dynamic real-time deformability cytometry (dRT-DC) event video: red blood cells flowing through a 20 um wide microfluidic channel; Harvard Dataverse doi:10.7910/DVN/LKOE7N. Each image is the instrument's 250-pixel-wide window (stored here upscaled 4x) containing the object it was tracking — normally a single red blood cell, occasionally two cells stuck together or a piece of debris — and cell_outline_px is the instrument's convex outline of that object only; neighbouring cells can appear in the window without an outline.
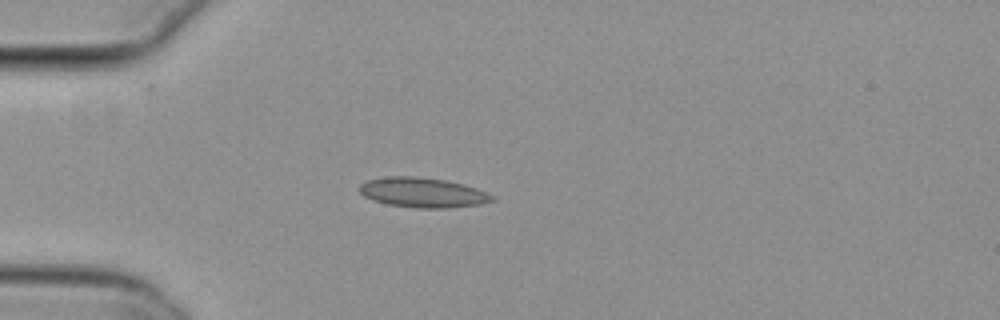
{"species": "common noctule bat (a hibernating species)", "species_latin": "Nyctalus noctula", "temperature_condition": "cold", "stored_images_in_passage": 31, "camera_frame_rate_fps": 3000, "um_per_image_px": 0.085, "animal": {"sex": "female", "body_mass_g": 29.2, "forearm_length_mm": 56.3}, "frame": {"image": 1, "passage_image": 4, "time_ms": 1.0, "image_size_px": [1000, 320], "cell_outline_px": [[496, 200], [480, 204], [448, 208], [416, 208], [388, 204], [372, 200], [364, 196], [356, 188], [360, 184], [368, 180], [388, 176], [412, 176], [444, 180], [464, 184], [476, 188], [496, 196]], "centroid_in_image_um": [35.93, 16.37], "position_along_channel_um": 49.1, "area_um2": 23.18}}
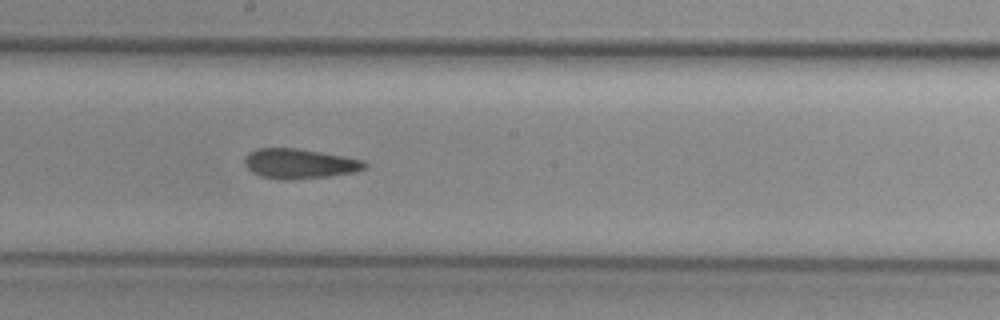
{"frame": {"image": 2, "passage_image": 19, "time_ms": 6.0, "image_size_px": [1000, 320], "cell_outline_px": [[368, 164], [364, 168], [356, 172], [328, 176], [292, 180], [284, 180], [260, 176], [252, 172], [244, 164], [244, 156], [248, 152], [256, 148], [296, 148], [344, 156], [364, 160]], "centroid_in_image_um": [25.43, 13.91], "position_along_channel_um": 222.8, "area_um2": 21.04}}
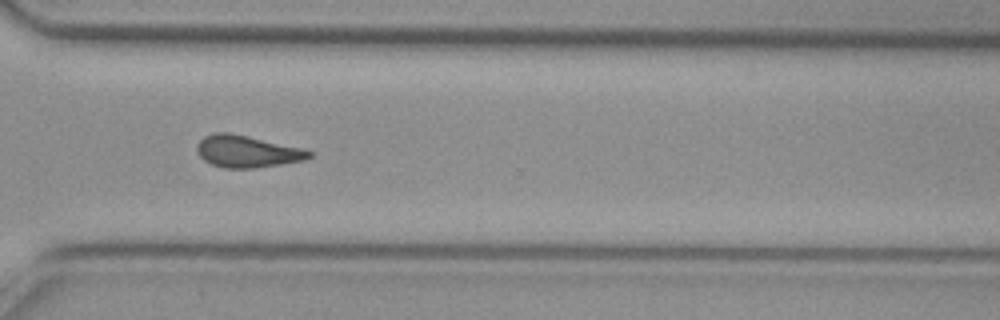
{"frame": {"image": 3, "passage_image": 29, "time_ms": 9.333, "image_size_px": [1000, 320], "cell_outline_px": [[312, 156], [304, 160], [256, 168], [224, 168], [212, 164], [204, 160], [200, 156], [196, 148], [196, 144], [204, 136], [212, 132], [228, 132], [248, 136], [300, 148], [312, 152]], "centroid_in_image_um": [20.95, 12.87], "position_along_channel_um": 349.7, "area_um2": 20.75}, "authors_computed_cell_mechanics": {"area_um2": 20.9814, "velocity_mm_per_s": 3.8098, "shape_relaxation_time_tau1_ms": null, "shape_relaxation_time_tau2_ms": 6.0963, "deformation_change_tau1": null, "deformation_change_tau2": 0.1095}}